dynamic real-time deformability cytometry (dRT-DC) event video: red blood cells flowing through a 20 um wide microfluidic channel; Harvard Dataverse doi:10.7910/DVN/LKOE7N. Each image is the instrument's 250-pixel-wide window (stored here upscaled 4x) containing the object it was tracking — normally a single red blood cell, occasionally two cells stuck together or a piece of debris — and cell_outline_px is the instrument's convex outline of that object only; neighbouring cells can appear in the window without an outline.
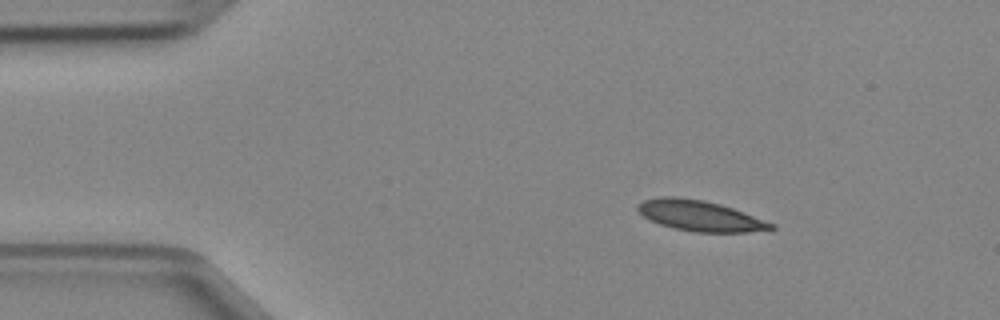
{"species": "Egyptian fruit bat (a non-hibernating species)", "species_latin": "Rousettus aegyptiacus", "temperature_condition": "cold", "stored_images_in_passage": 41, "camera_frame_rate_fps": 3000, "um_per_image_px": 0.085, "animal": {"sex": "female"}, "frame": {"image": 1, "passage_image": 1, "time_ms": 0.0, "image_size_px": [1000, 320], "cell_outline_px": [[776, 228], [748, 232], [696, 232], [676, 228], [660, 224], [644, 216], [636, 208], [636, 204], [644, 200], [660, 196], [672, 196], [704, 200], [720, 204], [744, 212], [776, 224]], "centroid_in_image_um": [59.51, 18.33], "position_along_channel_um": 25.5, "area_um2": 23.58}}
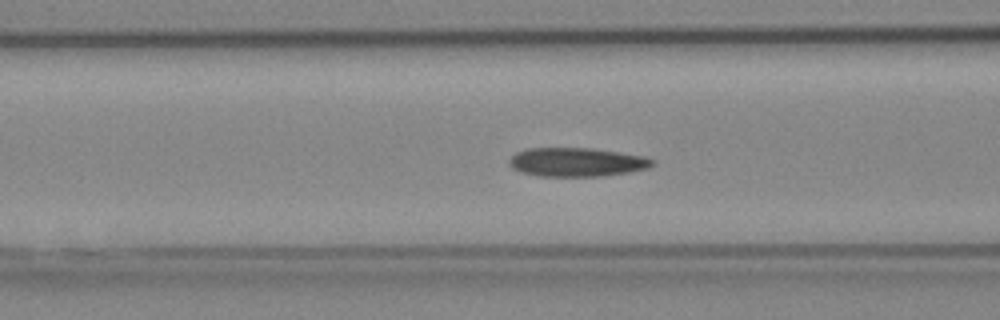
{"frame": {"image": 2, "passage_image": 12, "time_ms": 3.667, "image_size_px": [1000, 320], "cell_outline_px": [[656, 164], [648, 168], [628, 172], [600, 176], [540, 176], [520, 172], [512, 168], [508, 164], [508, 160], [516, 152], [528, 148], [592, 148], [620, 152], [644, 156], [652, 160]], "centroid_in_image_um": [49.0, 13.77], "position_along_channel_um": 117.6, "area_um2": 24.1}}
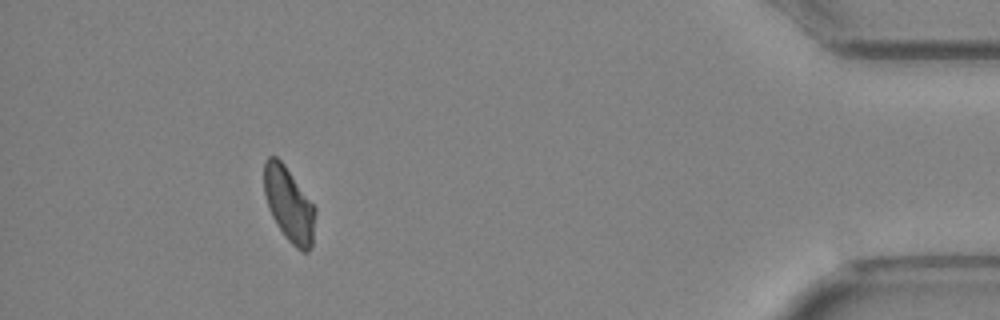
{"frame": {"image": 3, "passage_image": 37, "time_ms": 12.0, "image_size_px": [1000, 320], "cell_outline_px": [[316, 212], [312, 244], [308, 252], [304, 252], [296, 248], [284, 236], [276, 224], [268, 208], [264, 192], [264, 160], [268, 156], [276, 156], [284, 164], [316, 208]], "centroid_in_image_um": [24.55, 17.38], "position_along_channel_um": 410.6, "area_um2": 22.2}}